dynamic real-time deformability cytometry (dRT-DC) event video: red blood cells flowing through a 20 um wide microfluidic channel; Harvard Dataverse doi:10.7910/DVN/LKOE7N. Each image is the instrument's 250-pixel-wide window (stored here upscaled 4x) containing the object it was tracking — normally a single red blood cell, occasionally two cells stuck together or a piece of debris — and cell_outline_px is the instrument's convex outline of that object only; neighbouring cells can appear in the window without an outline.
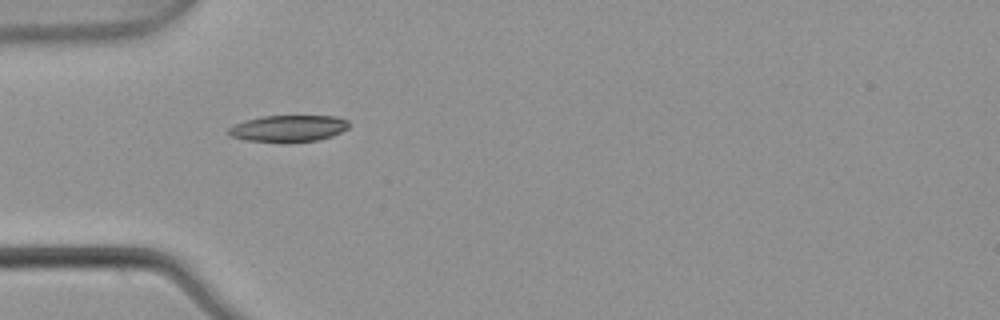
{"species": "common noctule bat (a hibernating species)", "species_latin": "Nyctalus noctula", "temperature_condition": "warm", "stored_images_in_passage": 4, "camera_frame_rate_fps": 3000, "um_per_image_px": 0.085, "animal": {"sex": "male", "body_mass_g": 21.5, "forearm_length_mm": 52.0}, "frame": {"image": 1, "passage_image": 1, "time_ms": 0.0, "image_size_px": [1000, 320], "cell_outline_px": [[348, 128], [332, 136], [316, 140], [288, 144], [248, 140], [228, 136], [228, 128], [232, 124], [264, 116], [336, 116], [348, 120]], "centroid_in_image_um": [24.49, 10.94], "position_along_channel_um": 60.5, "area_um2": 18.96}}
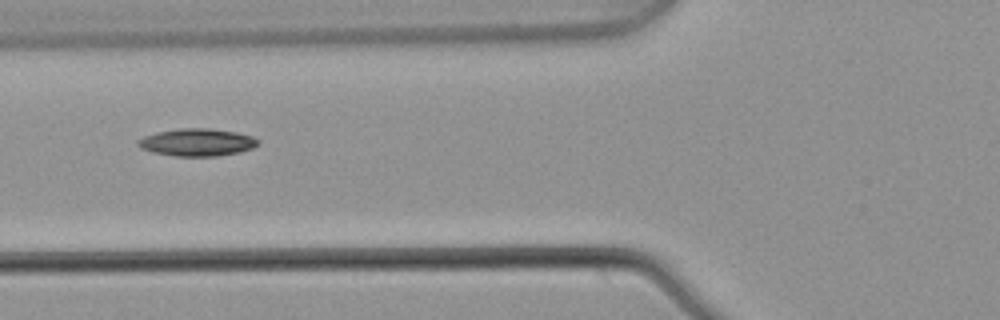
{"frame": {"image": 2, "passage_image": 2, "time_ms": 0.333, "image_size_px": [1000, 320], "cell_outline_px": [[260, 144], [252, 148], [240, 152], [220, 156], [172, 156], [152, 152], [140, 148], [136, 144], [136, 140], [144, 136], [156, 132], [180, 128], [212, 128], [236, 132], [252, 136], [260, 140]], "centroid_in_image_um": [16.75, 12.1], "position_along_channel_um": 109.1, "area_um2": 19.54}}
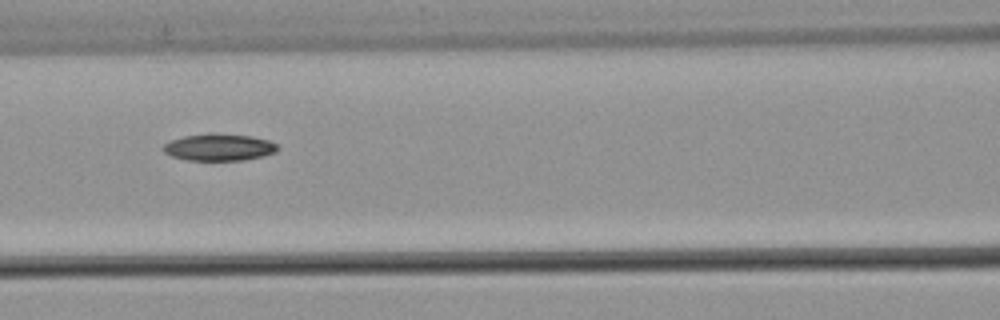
{"frame": {"image": 3, "passage_image": 3, "time_ms": 0.667, "image_size_px": [1000, 320], "cell_outline_px": [[280, 148], [276, 152], [264, 156], [244, 160], [188, 160], [172, 156], [164, 152], [160, 148], [164, 144], [172, 140], [184, 136], [208, 132], [216, 132], [252, 136], [268, 140], [276, 144]], "centroid_in_image_um": [18.63, 12.5], "position_along_channel_um": 148.0, "area_um2": 18.26}}